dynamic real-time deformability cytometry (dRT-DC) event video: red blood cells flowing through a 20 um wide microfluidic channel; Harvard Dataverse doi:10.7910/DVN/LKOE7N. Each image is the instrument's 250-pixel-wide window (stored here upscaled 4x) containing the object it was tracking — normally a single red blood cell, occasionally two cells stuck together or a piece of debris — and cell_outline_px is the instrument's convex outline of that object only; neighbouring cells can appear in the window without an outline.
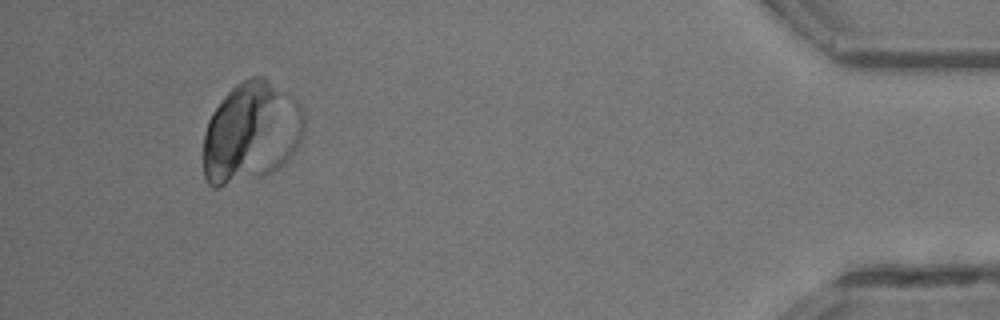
{"species": "common noctule bat (a hibernating species)", "species_latin": "Nyctalus noctula", "temperature_condition": "room temperature", "stored_images_in_passage": 17, "camera_frame_rate_fps": 3000, "um_per_image_px": 0.085, "animal": {"sex": "male", "body_mass_g": 13.3}, "frame": {"image": 1, "passage_image": 17, "time_ms": 5.333, "image_size_px": [1000, 320], "cell_outline_px": [[304, 132], [296, 148], [284, 164], [272, 172], [260, 176], [256, 176], [256, 172], [288, 96], [292, 96], [296, 100], [304, 112]], "centroid_in_image_um": [24.09, 11.71], "position_along_channel_um": 411.1, "area_um2": 13.64}}